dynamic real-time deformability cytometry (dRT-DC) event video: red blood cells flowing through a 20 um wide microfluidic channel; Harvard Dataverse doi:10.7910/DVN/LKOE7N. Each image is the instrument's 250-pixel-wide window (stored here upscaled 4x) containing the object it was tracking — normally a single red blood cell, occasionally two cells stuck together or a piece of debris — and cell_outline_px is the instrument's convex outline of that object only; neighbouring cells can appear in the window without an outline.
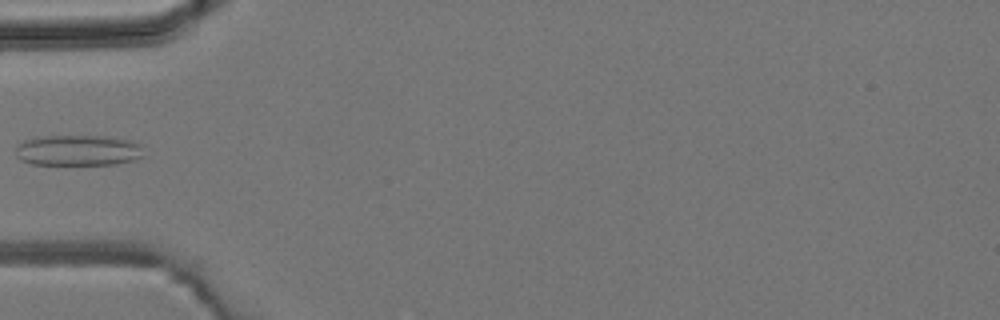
{"species": "common noctule bat (a hibernating species)", "species_latin": "Nyctalus noctula", "temperature_condition": "room temperature", "stored_images_in_passage": 4, "camera_frame_rate_fps": 3000, "um_per_image_px": 0.085, "animal": {"sex": "male", "body_mass_g": 19.2, "forearm_length_mm": 51.8}, "frame": {"image": 1, "passage_image": 4, "time_ms": 3.333, "image_size_px": [1000, 320], "cell_outline_px": [[144, 156], [136, 160], [116, 164], [32, 164], [20, 160], [16, 156], [16, 148], [24, 140], [36, 136], [104, 136], [132, 140], [140, 144]], "centroid_in_image_um": [6.65, 12.77], "position_along_channel_um": 78.3, "area_um2": 23.12}}